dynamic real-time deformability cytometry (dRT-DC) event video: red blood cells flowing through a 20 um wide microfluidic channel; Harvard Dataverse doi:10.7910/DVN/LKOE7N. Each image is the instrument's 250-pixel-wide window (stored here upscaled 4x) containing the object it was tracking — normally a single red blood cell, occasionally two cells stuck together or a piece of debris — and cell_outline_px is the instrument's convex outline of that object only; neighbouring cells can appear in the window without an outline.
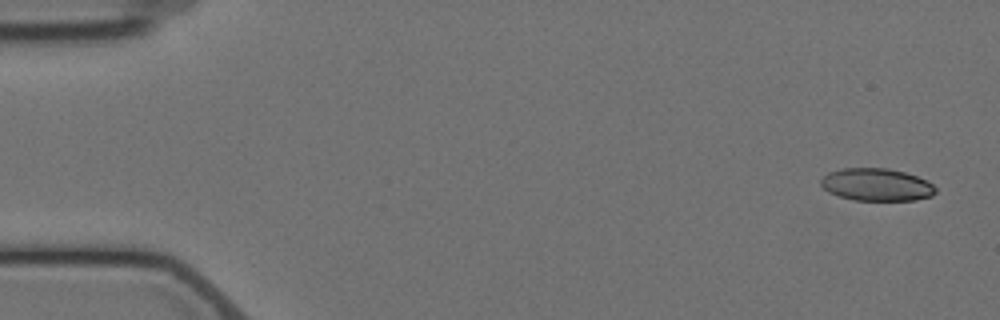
{"species": "Egyptian fruit bat (a non-hibernating species)", "species_latin": "Rousettus aegyptiacus", "temperature_condition": "cold", "stored_images_in_passage": 5, "camera_frame_rate_fps": 3000, "um_per_image_px": 0.085, "animal": {"sex": "female"}, "frame": {"image": 1, "passage_image": 1, "time_ms": 0.0, "image_size_px": [1000, 320], "cell_outline_px": [[936, 192], [932, 196], [916, 200], [852, 200], [828, 192], [820, 184], [820, 180], [828, 172], [844, 168], [888, 168], [904, 172], [928, 180], [936, 188]], "centroid_in_image_um": [74.52, 15.69], "position_along_channel_um": 10.5, "area_um2": 21.79}}
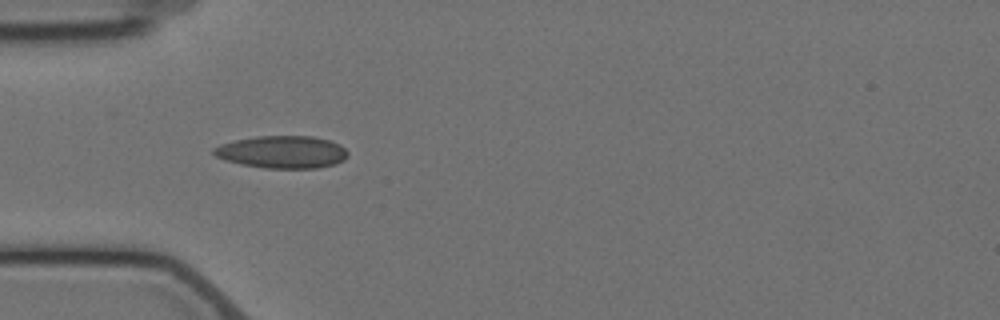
{"frame": {"image": 2, "passage_image": 4, "time_ms": 5.0, "image_size_px": [1000, 320], "cell_outline_px": [[348, 156], [344, 160], [336, 164], [316, 168], [264, 168], [240, 164], [224, 160], [216, 156], [212, 152], [212, 148], [220, 144], [236, 140], [256, 136], [312, 136], [332, 140], [340, 144], [348, 152]], "centroid_in_image_um": [24.0, 12.92], "position_along_channel_um": 61.0, "area_um2": 25.61}}
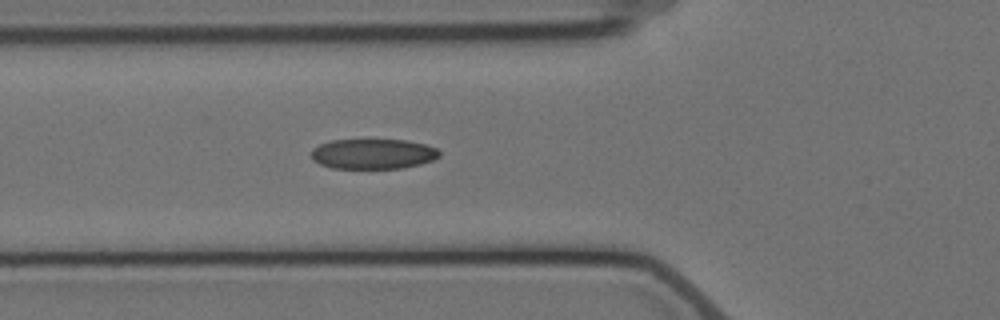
{"frame": {"image": 3, "passage_image": 5, "time_ms": 6.0, "image_size_px": [1000, 320], "cell_outline_px": [[440, 156], [432, 160], [420, 164], [404, 168], [332, 168], [320, 164], [312, 160], [312, 148], [320, 144], [332, 140], [404, 140], [424, 144], [436, 148], [440, 152]], "centroid_in_image_um": [31.7, 13.08], "position_along_channel_um": 94.1, "area_um2": 22.43}}